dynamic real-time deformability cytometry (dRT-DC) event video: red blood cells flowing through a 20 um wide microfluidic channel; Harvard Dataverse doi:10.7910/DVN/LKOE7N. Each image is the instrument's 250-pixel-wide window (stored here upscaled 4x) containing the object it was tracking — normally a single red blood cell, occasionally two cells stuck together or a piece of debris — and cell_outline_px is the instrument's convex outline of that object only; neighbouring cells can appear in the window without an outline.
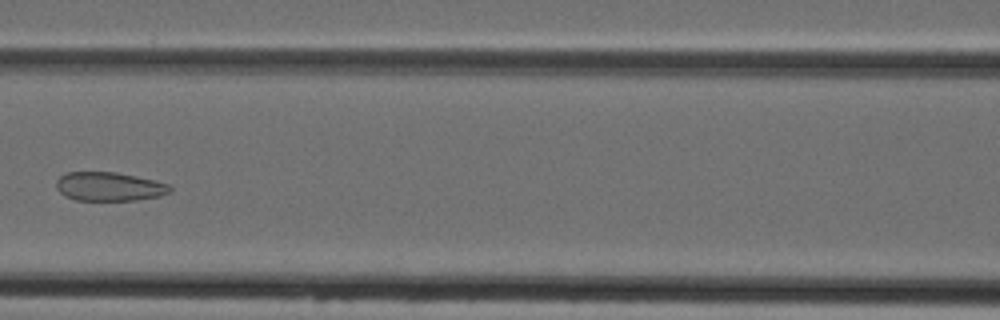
{"species": "Egyptian fruit bat (a non-hibernating species)", "species_latin": "Rousettus aegyptiacus", "temperature_condition": "cold", "stored_images_in_passage": 7, "camera_frame_rate_fps": 3000, "um_per_image_px": 0.085, "animal": {"sex": "female"}, "frame": {"image": 1, "passage_image": 7, "time_ms": 7.0, "image_size_px": [1000, 320], "cell_outline_px": [[172, 188], [168, 192], [160, 196], [136, 200], [76, 200], [64, 196], [56, 188], [56, 180], [60, 176], [68, 172], [116, 172], [156, 180], [168, 184]], "centroid_in_image_um": [9.26, 15.85], "position_along_channel_um": 157.3, "area_um2": 19.13}}